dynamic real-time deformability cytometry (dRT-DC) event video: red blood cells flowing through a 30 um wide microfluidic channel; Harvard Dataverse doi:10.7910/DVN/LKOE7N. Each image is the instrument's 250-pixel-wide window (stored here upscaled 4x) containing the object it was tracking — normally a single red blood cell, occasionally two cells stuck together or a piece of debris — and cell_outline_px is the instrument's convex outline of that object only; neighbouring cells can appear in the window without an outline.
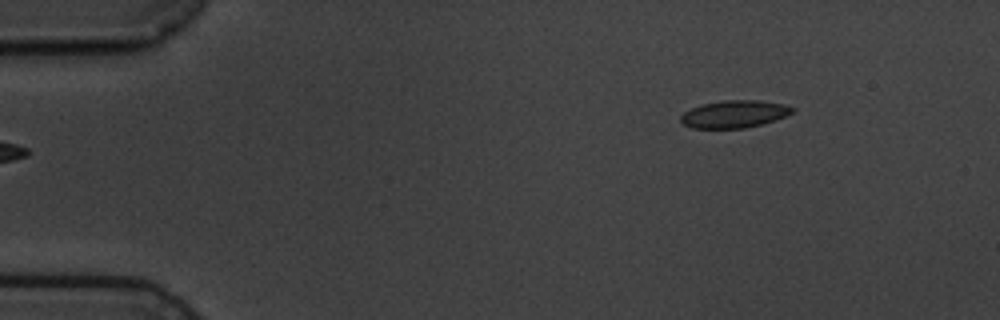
{"species": "common noctule bat (a hibernating species)", "species_latin": "Nyctalus noctula", "temperature_condition": "cold", "stored_images_in_passage": 5, "segment_of_instrument_passage": [2, 2], "camera_frame_rate_fps": 3000, "um_per_image_px": 0.085, "animal": {"sex": "male", "body_mass_g": 19.5, "forearm_length_mm": 54.6}, "frame": {"image": 1, "passage_image": 5, "time_ms": 6.0, "image_size_px": [1000, 320], "cell_outline_px": [[796, 108], [792, 112], [776, 120], [744, 128], [692, 128], [684, 124], [680, 120], [680, 116], [684, 112], [700, 104], [724, 100], [756, 100], [784, 104]], "centroid_in_image_um": [62.4, 9.69], "position_along_channel_um": 22.6, "area_um2": 17.74}}